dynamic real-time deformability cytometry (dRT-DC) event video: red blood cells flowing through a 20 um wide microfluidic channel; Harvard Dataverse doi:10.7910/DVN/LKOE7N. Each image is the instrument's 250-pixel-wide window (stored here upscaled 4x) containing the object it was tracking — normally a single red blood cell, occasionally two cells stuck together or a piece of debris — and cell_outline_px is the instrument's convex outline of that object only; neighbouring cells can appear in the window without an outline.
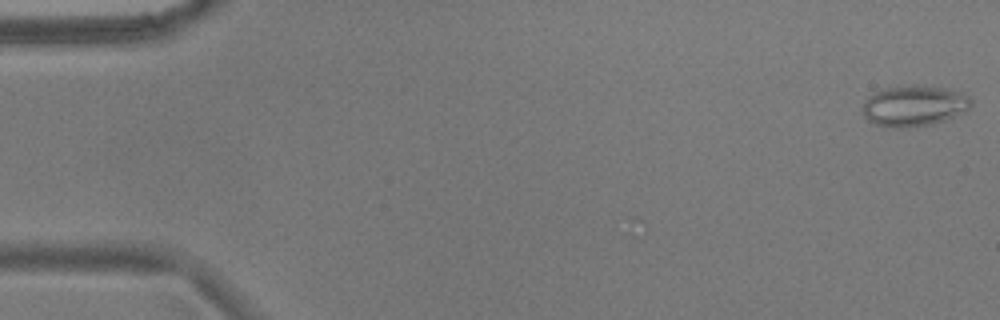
{"species": "common noctule bat (a hibernating species)", "species_latin": "Nyctalus noctula", "temperature_condition": "warm", "stored_images_in_passage": 8, "camera_frame_rate_fps": 3000, "um_per_image_px": 0.085, "animal": {"sex": "male", "body_mass_g": 17.9}, "frame": {"image": 1, "passage_image": 1, "time_ms": 0.0, "image_size_px": [1000, 320], "cell_outline_px": [[972, 104], [968, 108], [944, 120], [932, 124], [900, 128], [892, 128], [876, 124], [868, 120], [860, 112], [860, 108], [864, 100], [868, 96], [884, 88], [916, 84], [948, 88], [960, 92], [968, 96], [972, 100]], "centroid_in_image_um": [77.63, 8.98], "position_along_channel_um": 7.4, "area_um2": 25.95}}